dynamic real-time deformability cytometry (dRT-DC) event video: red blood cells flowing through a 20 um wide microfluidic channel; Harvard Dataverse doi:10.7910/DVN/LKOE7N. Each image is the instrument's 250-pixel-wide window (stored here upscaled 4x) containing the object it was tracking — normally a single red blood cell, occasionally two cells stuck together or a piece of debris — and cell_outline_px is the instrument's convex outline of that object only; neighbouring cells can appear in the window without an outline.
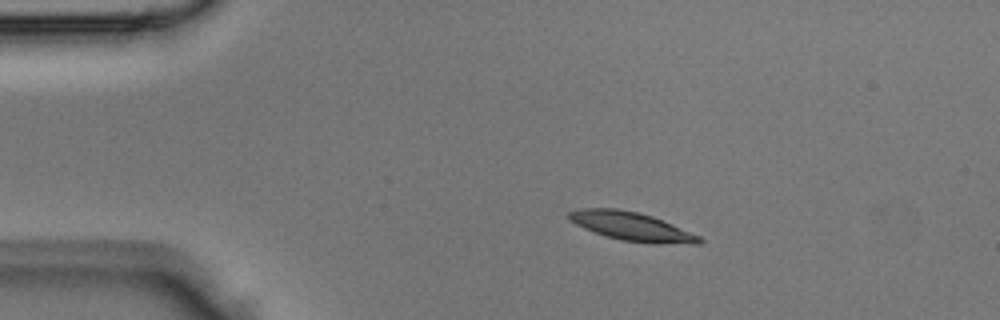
{"species": "Egyptian fruit bat (a non-hibernating species)", "species_latin": "Rousettus aegyptiacus", "temperature_condition": "room temperature", "stored_images_in_passage": 2, "camera_frame_rate_fps": 3000, "um_per_image_px": 0.085, "animal": {"sex": "male"}, "frame": {"image": 1, "passage_image": 1, "time_ms": 0.0, "image_size_px": [1000, 320], "cell_outline_px": [[704, 240], [700, 244], [652, 244], [620, 240], [604, 236], [584, 228], [576, 224], [568, 216], [568, 212], [580, 208], [616, 208], [636, 212], [652, 216], [672, 224], [700, 236]], "centroid_in_image_um": [53.72, 19.26], "position_along_channel_um": 31.3, "area_um2": 21.79}}